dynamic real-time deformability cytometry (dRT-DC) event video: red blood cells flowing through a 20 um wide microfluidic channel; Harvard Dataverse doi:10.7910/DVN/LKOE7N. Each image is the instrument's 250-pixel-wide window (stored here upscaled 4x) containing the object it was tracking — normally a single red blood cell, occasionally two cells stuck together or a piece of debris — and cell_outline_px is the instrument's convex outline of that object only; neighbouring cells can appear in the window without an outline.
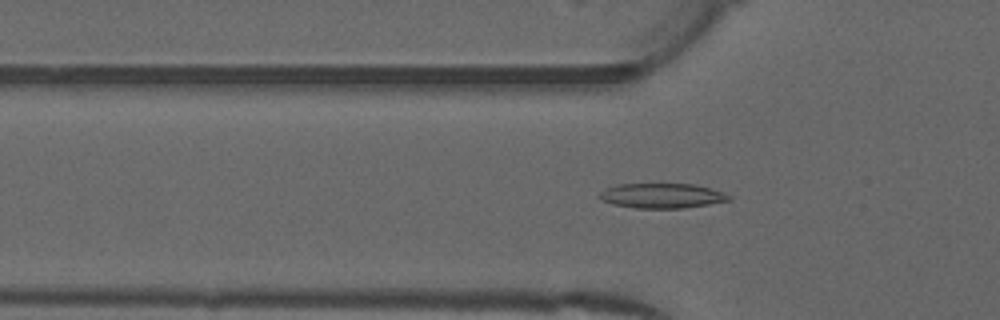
{"species": "common noctule bat (a hibernating species)", "species_latin": "Nyctalus noctula", "temperature_condition": "warm", "stored_images_in_passage": 49, "camera_frame_rate_fps": 3000, "um_per_image_px": 0.085, "animal": {"sex": "male", "forearm_length_mm": 52.5}, "frame": {"image": 1, "passage_image": 15, "time_ms": 4.667, "image_size_px": [1000, 320], "cell_outline_px": [[732, 200], [684, 208], [636, 208], [612, 204], [604, 200], [600, 196], [600, 192], [616, 184], [692, 184], [724, 192], [732, 196]], "centroid_in_image_um": [56.31, 16.64], "position_along_channel_um": 69.5, "area_um2": 18.55}}
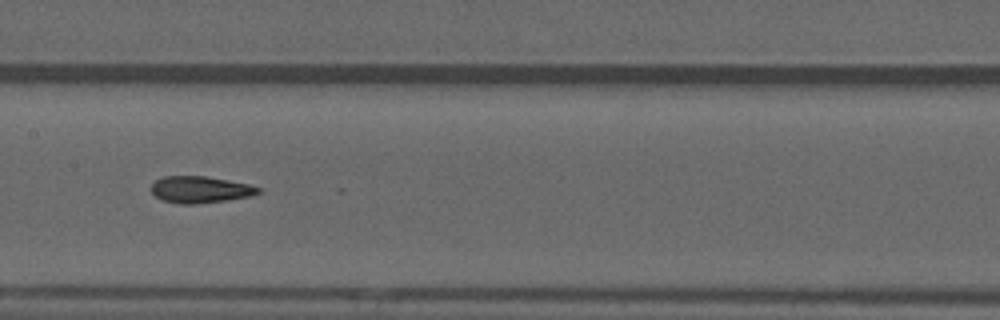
{"frame": {"image": 2, "passage_image": 24, "time_ms": 7.667, "image_size_px": [1000, 320], "cell_outline_px": [[260, 192], [248, 196], [224, 200], [192, 204], [180, 204], [164, 200], [156, 196], [152, 192], [152, 184], [156, 180], [164, 176], [204, 176], [228, 180], [248, 184], [260, 188]], "centroid_in_image_um": [16.99, 16.1], "position_along_channel_um": 190.4, "area_um2": 16.24}}
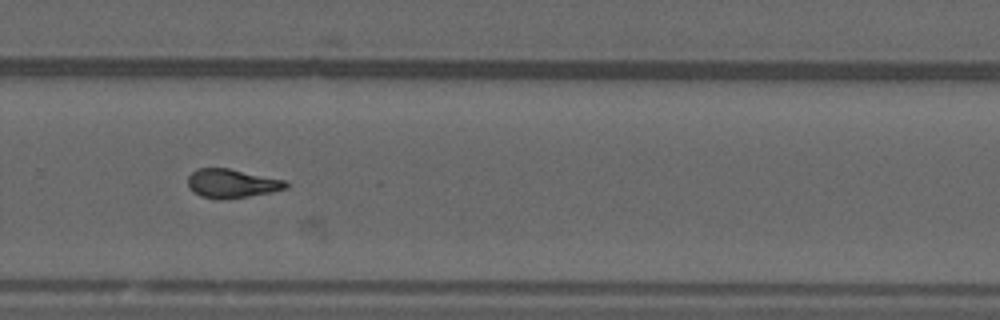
{"frame": {"image": 3, "passage_image": 33, "time_ms": 10.667, "image_size_px": [1000, 320], "cell_outline_px": [[288, 188], [272, 192], [224, 200], [200, 196], [192, 192], [188, 188], [188, 176], [196, 168], [228, 168], [284, 180], [288, 184]], "centroid_in_image_um": [19.66, 15.6], "position_along_channel_um": 310.1, "area_um2": 16.53}, "authors_computed_cell_mechanics": {"area_um2": 16.8776, "velocity_mm_per_s": 4.0094, "shape_relaxation_time_tau1_ms": null, "shape_relaxation_time_tau2_ms": 2.9031, "deformation_change_tau1": null, "deformation_change_tau2": 0.0954}}